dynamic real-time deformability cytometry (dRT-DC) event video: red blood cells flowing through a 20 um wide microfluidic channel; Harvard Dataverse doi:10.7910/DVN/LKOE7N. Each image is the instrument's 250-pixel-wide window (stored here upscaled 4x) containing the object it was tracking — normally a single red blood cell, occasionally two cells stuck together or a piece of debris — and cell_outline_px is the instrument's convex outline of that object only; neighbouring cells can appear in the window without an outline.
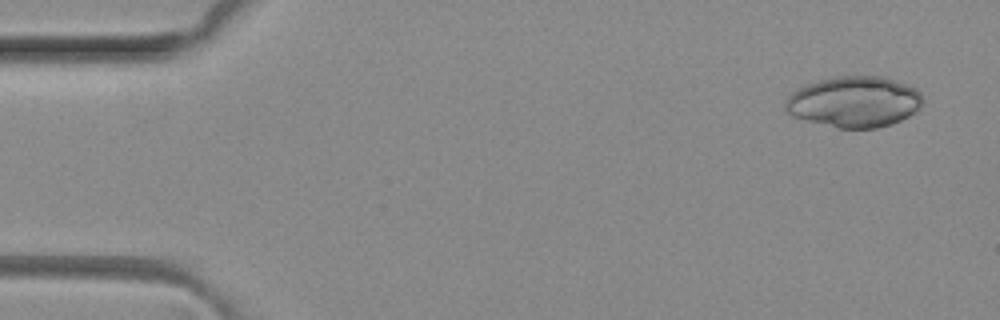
{"species": "common noctule bat (a hibernating species)", "species_latin": "Nyctalus noctula", "temperature_condition": "room temperature", "stored_images_in_passage": 4, "camera_frame_rate_fps": 3000, "um_per_image_px": 0.085, "animal": {"sex": "female", "body_mass_g": 29.2, "forearm_length_mm": 56.3}, "frame": {"image": 1, "passage_image": 1, "time_ms": 0.0, "image_size_px": [1000, 320], "cell_outline_px": [[920, 104], [908, 116], [900, 120], [876, 128], [840, 128], [808, 120], [784, 112], [784, 104], [788, 96], [792, 92], [808, 84], [820, 80], [836, 76], [876, 76], [892, 80], [916, 88], [920, 92]], "centroid_in_image_um": [72.55, 8.65], "position_along_channel_um": 12.4, "area_um2": 39.88}}